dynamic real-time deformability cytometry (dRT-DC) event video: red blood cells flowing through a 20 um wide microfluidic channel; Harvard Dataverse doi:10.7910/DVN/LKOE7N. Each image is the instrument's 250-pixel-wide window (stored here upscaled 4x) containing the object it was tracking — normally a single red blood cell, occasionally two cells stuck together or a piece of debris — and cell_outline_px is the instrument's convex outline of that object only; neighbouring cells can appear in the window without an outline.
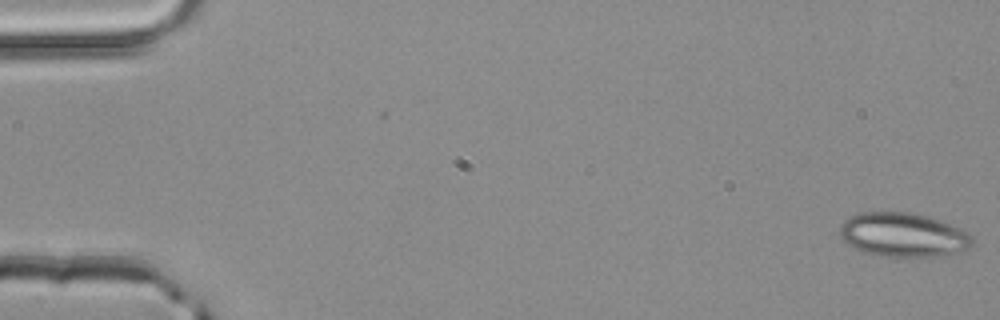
{"species": "common noctule bat (a hibernating species)", "species_latin": "Nyctalus noctula", "temperature_condition": "room temperature", "stored_images_in_passage": 4, "camera_frame_rate_fps": 3000, "um_per_image_px": 0.085, "animal": {"sex": "male", "body_mass_g": 20.4}, "frame": {"image": 1, "passage_image": 1, "time_ms": 0.0, "image_size_px": [1000, 320], "cell_outline_px": [[972, 244], [968, 248], [936, 256], [880, 256], [864, 252], [848, 244], [840, 236], [840, 224], [844, 220], [860, 212], [908, 212], [928, 216], [960, 228], [968, 232], [972, 236]], "centroid_in_image_um": [76.74, 19.94], "position_along_channel_um": 8.3, "area_um2": 33.64}}